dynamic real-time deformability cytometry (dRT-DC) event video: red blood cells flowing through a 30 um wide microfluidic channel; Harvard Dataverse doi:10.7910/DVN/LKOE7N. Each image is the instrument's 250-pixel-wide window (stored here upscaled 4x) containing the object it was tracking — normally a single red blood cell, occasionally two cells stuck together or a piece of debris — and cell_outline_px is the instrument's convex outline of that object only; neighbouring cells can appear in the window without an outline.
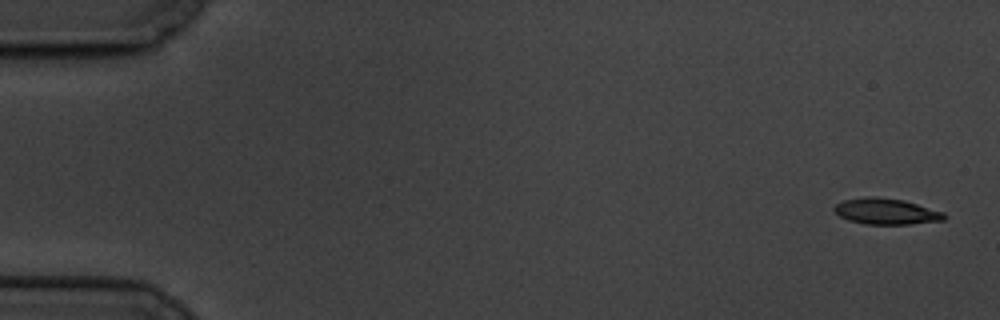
{"species": "common noctule bat (a hibernating species)", "species_latin": "Nyctalus noctula", "temperature_condition": "cold", "stored_images_in_passage": 1, "camera_frame_rate_fps": 3000, "um_per_image_px": 0.085, "animal": {"sex": "male", "body_mass_g": 19.5, "forearm_length_mm": 54.6}, "frame": {"image": 1, "passage_image": 1, "time_ms": 0.0, "image_size_px": [1000, 320], "cell_outline_px": [[948, 216], [944, 220], [908, 224], [864, 224], [848, 220], [840, 216], [832, 208], [836, 204], [844, 200], [864, 196], [876, 196], [904, 200], [944, 212]], "centroid_in_image_um": [75.32, 17.96], "position_along_channel_um": 9.7, "area_um2": 16.76}}